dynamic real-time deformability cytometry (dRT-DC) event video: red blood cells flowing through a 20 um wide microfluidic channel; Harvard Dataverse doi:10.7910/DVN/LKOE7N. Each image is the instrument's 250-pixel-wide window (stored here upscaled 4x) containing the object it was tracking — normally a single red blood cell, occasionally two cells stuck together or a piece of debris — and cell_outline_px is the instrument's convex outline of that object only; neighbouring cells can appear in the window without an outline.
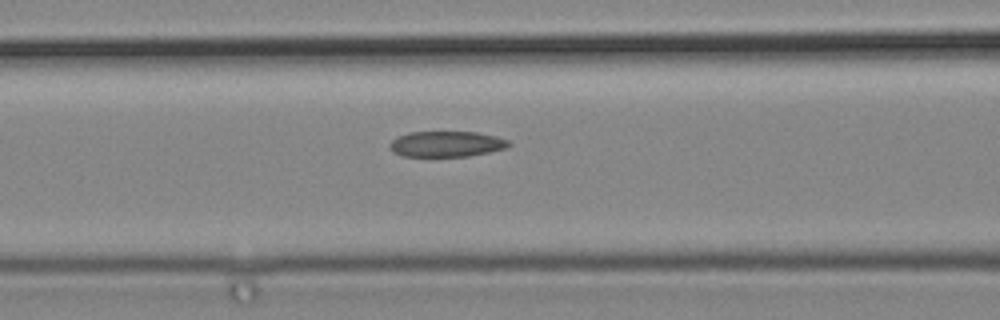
{"species": "common noctule bat (a hibernating species)", "species_latin": "Nyctalus noctula", "temperature_condition": "cold", "stored_images_in_passage": 5, "camera_frame_rate_fps": 3000, "um_per_image_px": 0.085, "animal": {"sex": "male", "body_mass_g": 19.2, "forearm_length_mm": 51.8}, "frame": {"image": 1, "passage_image": 3, "time_ms": 0.667, "image_size_px": [1000, 320], "cell_outline_px": [[512, 144], [508, 148], [468, 156], [400, 156], [392, 152], [388, 148], [388, 144], [396, 136], [408, 132], [476, 132], [496, 136], [508, 140]], "centroid_in_image_um": [37.91, 12.24], "position_along_channel_um": 128.7, "area_um2": 18.03}}
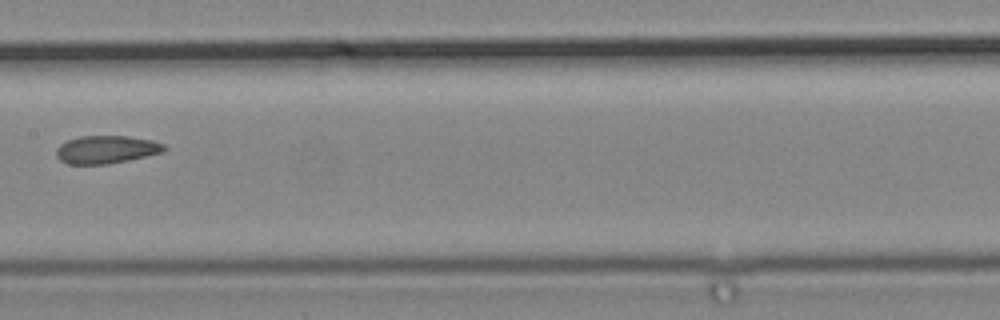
{"frame": {"image": 2, "passage_image": 5, "time_ms": 1.333, "image_size_px": [1000, 320], "cell_outline_px": [[168, 148], [164, 152], [128, 160], [108, 164], [68, 164], [60, 160], [56, 156], [56, 148], [60, 144], [68, 140], [80, 136], [128, 136], [152, 140], [164, 144]], "centroid_in_image_um": [9.05, 12.71], "position_along_channel_um": 198.4, "area_um2": 17.63}}